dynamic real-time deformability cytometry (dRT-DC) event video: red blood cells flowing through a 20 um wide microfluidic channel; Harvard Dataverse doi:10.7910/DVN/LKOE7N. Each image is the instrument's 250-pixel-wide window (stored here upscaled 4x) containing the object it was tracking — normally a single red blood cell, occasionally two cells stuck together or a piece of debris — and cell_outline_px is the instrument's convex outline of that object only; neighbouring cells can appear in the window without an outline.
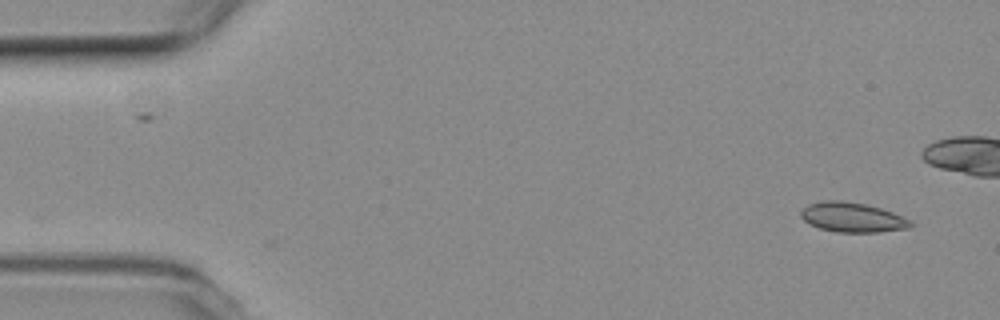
{"species": "common noctule bat (a hibernating species)", "species_latin": "Nyctalus noctula", "temperature_condition": "room temperature", "stored_images_in_passage": 53, "camera_frame_rate_fps": 3000, "um_per_image_px": 0.085, "animal": {"sex": "female", "body_mass_g": 19.3, "forearm_length_mm": 54.1}, "frame": {"image": 1, "passage_image": 1, "time_ms": 0.0, "image_size_px": [1000, 320], "cell_outline_px": [[916, 224], [908, 228], [880, 232], [836, 232], [820, 228], [804, 220], [800, 216], [800, 212], [808, 204], [824, 200], [840, 200], [864, 204], [880, 208], [892, 212]], "centroid_in_image_um": [72.44, 18.47], "position_along_channel_um": 12.6, "area_um2": 18.79}}
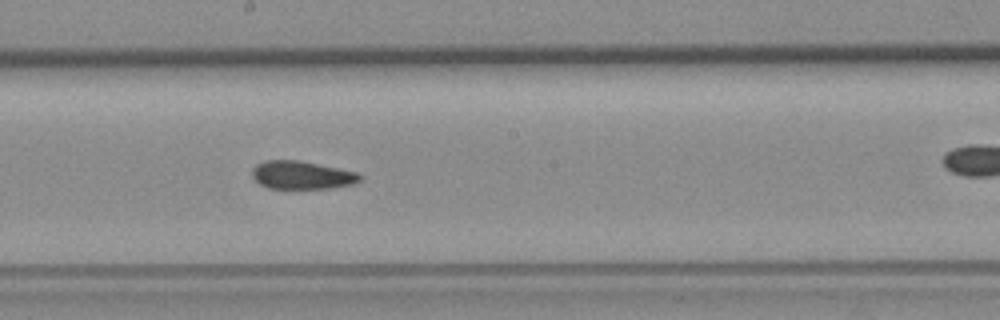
{"frame": {"image": 2, "passage_image": 27, "time_ms": 8.667, "image_size_px": [1000, 320], "cell_outline_px": [[364, 180], [352, 184], [332, 188], [268, 188], [260, 184], [252, 176], [252, 168], [256, 164], [264, 160], [296, 160], [360, 172], [364, 176]], "centroid_in_image_um": [25.71, 14.88], "position_along_channel_um": 222.5, "area_um2": 17.8}}
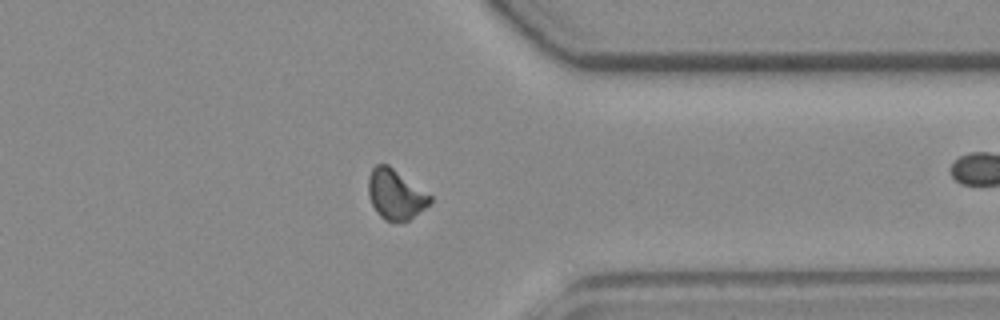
{"frame": {"image": 3, "passage_image": 40, "time_ms": 13.0, "image_size_px": [1000, 320], "cell_outline_px": [[432, 200], [424, 208], [408, 220], [384, 220], [376, 212], [368, 196], [368, 176], [372, 168], [376, 164], [388, 164], [432, 196]], "centroid_in_image_um": [33.58, 16.49], "position_along_channel_um": 377.8, "area_um2": 17.74}, "authors_computed_cell_mechanics": {"area_um2": 18.0914, "velocity_mm_per_s": 3.7613, "shape_relaxation_time_tau1_ms": null, "shape_relaxation_time_tau2_ms": 4.7632, "deformation_change_tau1": null, "deformation_change_tau2": 0.0796}}